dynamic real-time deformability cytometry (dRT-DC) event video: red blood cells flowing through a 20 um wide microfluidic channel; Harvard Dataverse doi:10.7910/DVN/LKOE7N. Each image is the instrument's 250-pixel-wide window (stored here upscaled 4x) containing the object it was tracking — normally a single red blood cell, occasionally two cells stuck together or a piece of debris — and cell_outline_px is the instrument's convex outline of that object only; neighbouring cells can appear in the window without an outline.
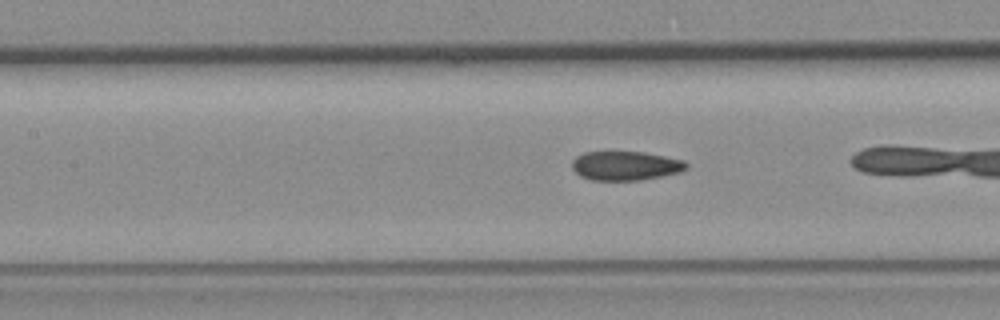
{"species": "common noctule bat (a hibernating species)", "species_latin": "Nyctalus noctula", "temperature_condition": "room temperature", "stored_images_in_passage": 38, "camera_frame_rate_fps": 3000, "um_per_image_px": 0.085, "animal": {"sex": "female", "body_mass_g": 19.3, "forearm_length_mm": 54.1}, "frame": {"image": 1, "passage_image": 21, "time_ms": 6.667, "image_size_px": [1000, 320], "cell_outline_px": [[688, 168], [680, 172], [640, 180], [592, 180], [580, 176], [572, 168], [572, 160], [576, 156], [584, 152], [644, 152], [684, 160], [688, 164]], "centroid_in_image_um": [53.16, 14.08], "position_along_channel_um": 154.2, "area_um2": 19.36}}
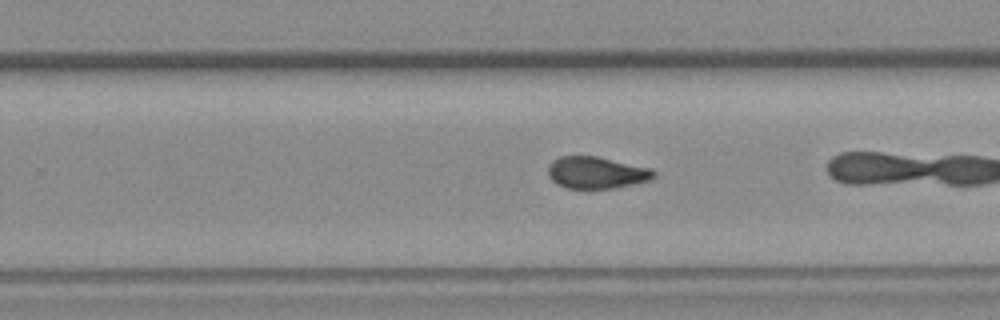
{"frame": {"image": 2, "passage_image": 31, "time_ms": 10.0, "image_size_px": [1000, 320], "cell_outline_px": [[656, 176], [652, 180], [616, 188], [568, 188], [556, 184], [548, 176], [548, 164], [552, 160], [560, 156], [596, 156], [652, 168], [656, 172]], "centroid_in_image_um": [50.71, 14.67], "position_along_channel_um": 279.1, "area_um2": 19.88}}